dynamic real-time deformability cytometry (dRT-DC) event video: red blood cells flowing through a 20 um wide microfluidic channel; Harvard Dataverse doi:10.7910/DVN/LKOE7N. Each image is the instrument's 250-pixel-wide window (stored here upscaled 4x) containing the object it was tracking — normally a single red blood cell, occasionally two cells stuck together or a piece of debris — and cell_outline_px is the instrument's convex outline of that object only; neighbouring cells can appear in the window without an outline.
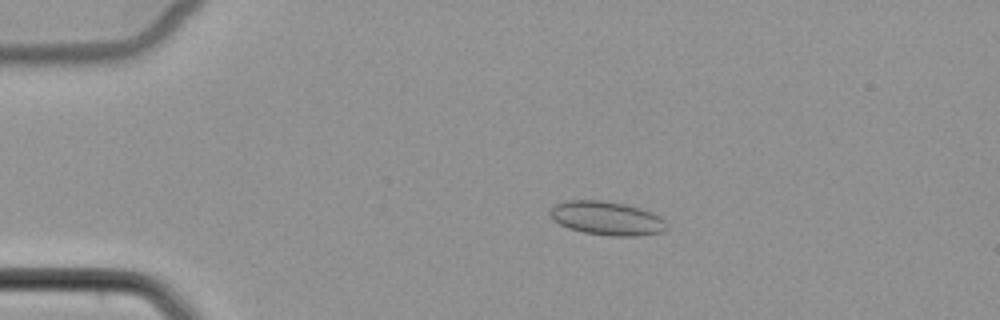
{"species": "common noctule bat (a hibernating species)", "species_latin": "Nyctalus noctula", "temperature_condition": "cold", "stored_images_in_passage": 53, "camera_frame_rate_fps": 3000, "um_per_image_px": 0.085, "animal": {"sex": "female", "body_mass_g": 22.7, "forearm_length_mm": 54.2}, "frame": {"image": 1, "passage_image": 12, "time_ms": 3.667, "image_size_px": [1000, 320], "cell_outline_px": [[668, 228], [664, 232], [640, 236], [612, 236], [584, 232], [568, 228], [560, 224], [548, 212], [556, 204], [568, 200], [604, 200], [624, 204], [640, 208], [652, 212], [660, 216], [668, 224]], "centroid_in_image_um": [51.64, 18.56], "position_along_channel_um": 33.4, "area_um2": 23.0}}
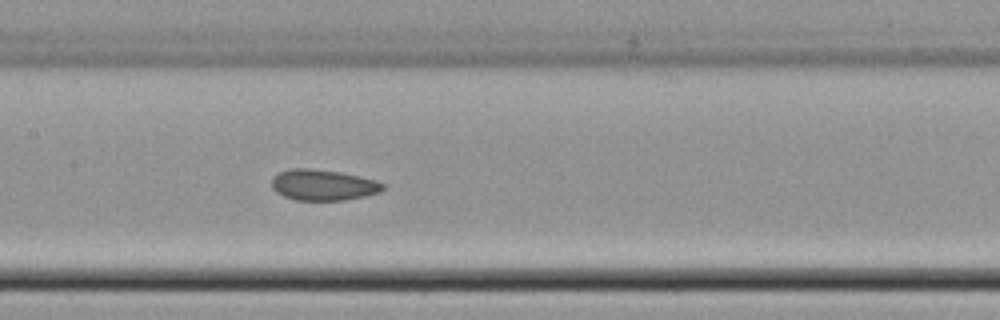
{"frame": {"image": 2, "passage_image": 27, "time_ms": 8.667, "image_size_px": [1000, 320], "cell_outline_px": [[384, 188], [380, 192], [364, 196], [344, 200], [296, 200], [284, 196], [276, 192], [272, 188], [272, 176], [280, 172], [292, 168], [308, 168], [340, 172], [360, 176], [376, 180], [384, 184]], "centroid_in_image_um": [27.46, 15.72], "position_along_channel_um": 179.9, "area_um2": 20.0}}
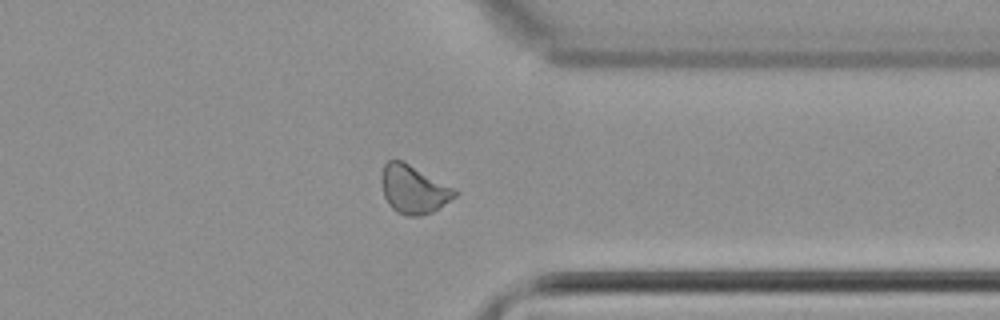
{"frame": {"image": 3, "passage_image": 42, "time_ms": 13.667, "image_size_px": [1000, 320], "cell_outline_px": [[460, 192], [456, 196], [432, 212], [420, 216], [404, 216], [396, 212], [388, 204], [384, 196], [380, 180], [380, 176], [384, 164], [388, 160], [404, 160], [456, 188]], "centroid_in_image_um": [35.15, 16.08], "position_along_channel_um": 376.2, "area_um2": 21.15}}